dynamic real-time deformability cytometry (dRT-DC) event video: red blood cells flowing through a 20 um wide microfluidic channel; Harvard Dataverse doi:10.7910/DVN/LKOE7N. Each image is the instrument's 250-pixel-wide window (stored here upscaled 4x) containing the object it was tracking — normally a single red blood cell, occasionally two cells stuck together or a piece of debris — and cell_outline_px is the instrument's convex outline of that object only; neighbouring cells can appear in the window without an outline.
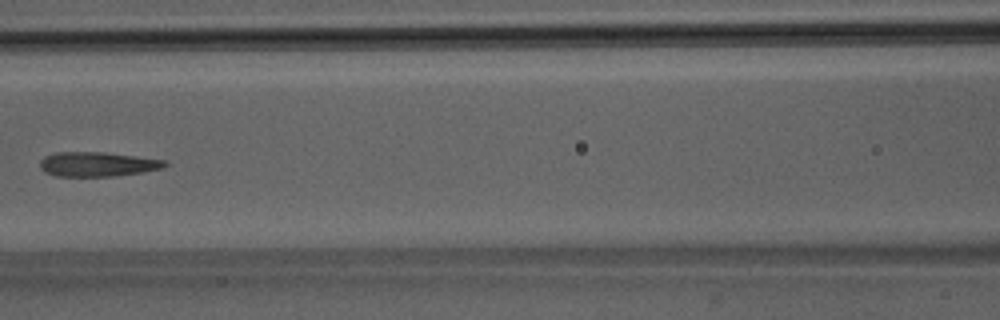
{"species": "Egyptian fruit bat (a non-hibernating species)", "species_latin": "Rousettus aegyptiacus", "temperature_condition": "room temperature", "stored_images_in_passage": 7, "camera_frame_rate_fps": 3000, "um_per_image_px": 0.085, "animal": {"sex": "male"}, "frame": {"image": 1, "passage_image": 7, "time_ms": 6.667, "image_size_px": [1000, 320], "cell_outline_px": [[168, 164], [164, 168], [144, 172], [116, 176], [56, 176], [44, 172], [40, 168], [40, 160], [44, 156], [56, 152], [104, 152], [168, 160]], "centroid_in_image_um": [8.31, 13.96], "position_along_channel_um": 158.3, "area_um2": 18.09}}